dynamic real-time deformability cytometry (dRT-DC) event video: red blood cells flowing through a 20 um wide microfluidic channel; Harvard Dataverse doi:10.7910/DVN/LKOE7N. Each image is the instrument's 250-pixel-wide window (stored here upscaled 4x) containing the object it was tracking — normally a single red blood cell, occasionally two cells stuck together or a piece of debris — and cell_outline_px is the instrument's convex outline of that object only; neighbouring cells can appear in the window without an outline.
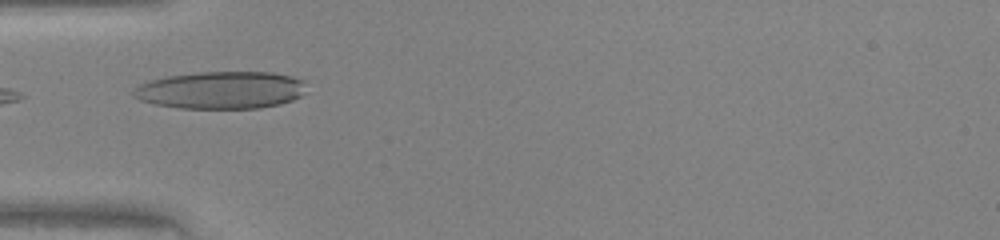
{"species": "human", "species_latin": "Homo sapiens", "temperature_condition": "warm", "stored_images_in_passage": 20, "camera_frame_rate_fps": 3000, "um_per_image_px": 0.085, "donor": {"sex": "female"}, "frame": {"image": 1, "passage_image": 1, "time_ms": 0.0, "image_size_px": [1000, 240], "cell_outline_px": [[308, 92], [292, 100], [280, 104], [260, 108], [180, 108], [156, 104], [140, 100], [132, 96], [132, 92], [140, 84], [148, 80], [168, 76], [196, 72], [272, 72], [292, 76], [304, 80]], "centroid_in_image_um": [18.82, 7.65], "position_along_channel_um": 66.2, "area_um2": 37.97}}